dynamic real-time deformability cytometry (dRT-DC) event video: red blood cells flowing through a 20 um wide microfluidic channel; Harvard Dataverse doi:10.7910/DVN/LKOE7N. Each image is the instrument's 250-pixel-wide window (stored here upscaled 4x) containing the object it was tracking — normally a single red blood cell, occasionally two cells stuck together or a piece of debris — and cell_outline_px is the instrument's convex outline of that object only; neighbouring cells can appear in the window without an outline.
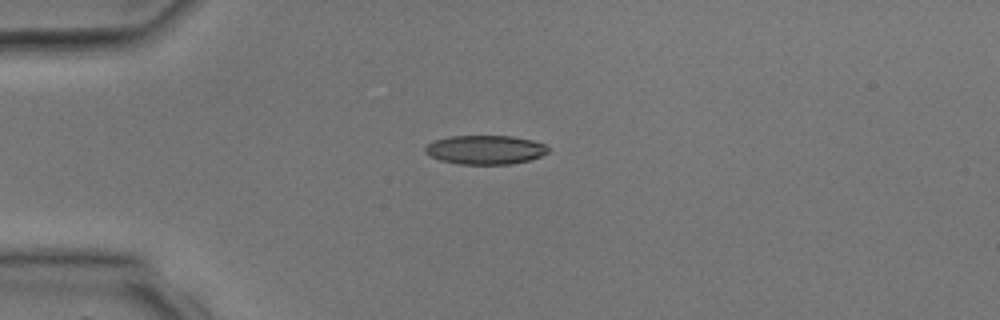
{"species": "common noctule bat (a hibernating species)", "species_latin": "Nyctalus noctula", "temperature_condition": "room temperature", "stored_images_in_passage": 1, "camera_frame_rate_fps": 3000, "um_per_image_px": 0.085, "animal": {"sex": "male", "body_mass_g": 17.9, "forearm_length_mm": 54.2}, "frame": {"image": 1, "passage_image": 1, "time_ms": 0.0, "image_size_px": [1000, 320], "cell_outline_px": [[548, 152], [540, 156], [528, 160], [512, 164], [460, 164], [440, 160], [428, 156], [424, 152], [424, 148], [428, 144], [436, 140], [448, 136], [512, 136], [532, 140], [544, 144], [548, 148]], "centroid_in_image_um": [41.21, 12.73], "position_along_channel_um": 43.8, "area_um2": 20.75}}